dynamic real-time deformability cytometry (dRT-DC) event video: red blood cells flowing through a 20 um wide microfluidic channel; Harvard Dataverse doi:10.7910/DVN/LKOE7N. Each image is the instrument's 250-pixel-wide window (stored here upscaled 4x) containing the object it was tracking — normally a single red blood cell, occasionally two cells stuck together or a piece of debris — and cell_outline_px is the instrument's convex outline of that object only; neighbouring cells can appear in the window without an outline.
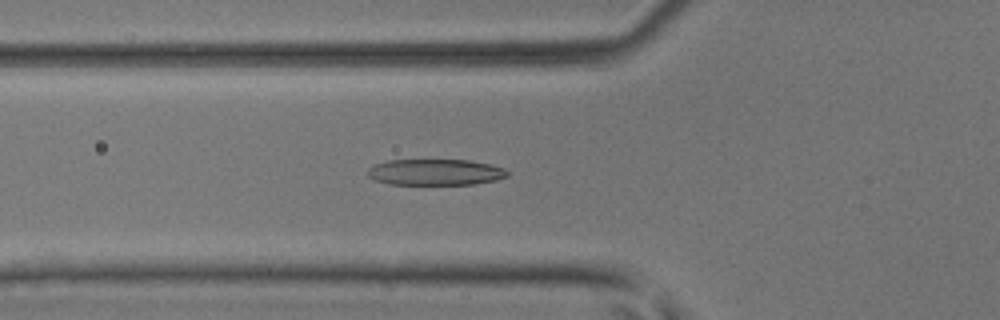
{"species": "common noctule bat (a hibernating species)", "species_latin": "Nyctalus noctula", "temperature_condition": "room temperature", "stored_images_in_passage": 49, "camera_frame_rate_fps": 3000, "um_per_image_px": 0.085, "animal": {"sex": "male", "body_mass_g": 17.9, "forearm_length_mm": 54.2}, "frame": {"image": 1, "passage_image": 18, "time_ms": 5.667, "image_size_px": [1000, 320], "cell_outline_px": [[508, 176], [496, 180], [472, 184], [388, 184], [376, 180], [368, 176], [368, 168], [372, 164], [388, 160], [468, 160], [492, 164], [504, 168], [508, 172]], "centroid_in_image_um": [36.99, 14.62], "position_along_channel_um": 88.8, "area_um2": 21.33}}
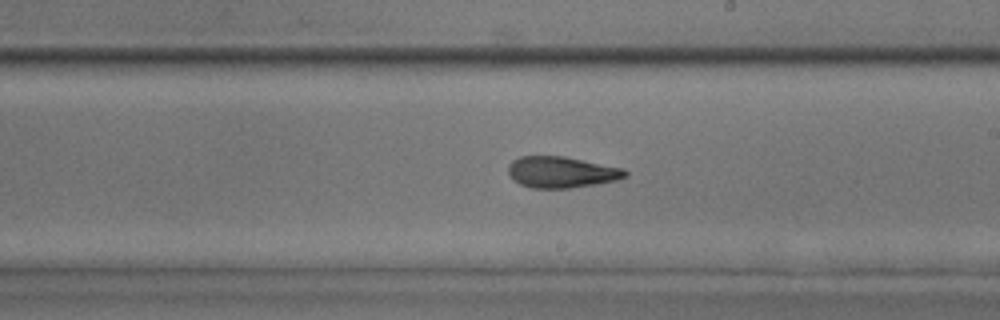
{"frame": {"image": 2, "passage_image": 29, "time_ms": 9.333, "image_size_px": [1000, 320], "cell_outline_px": [[628, 176], [616, 180], [596, 184], [568, 188], [532, 188], [520, 184], [512, 180], [508, 172], [508, 164], [512, 160], [520, 156], [564, 156], [624, 168], [628, 172]], "centroid_in_image_um": [47.71, 14.63], "position_along_channel_um": 241.3, "area_um2": 21.44}}
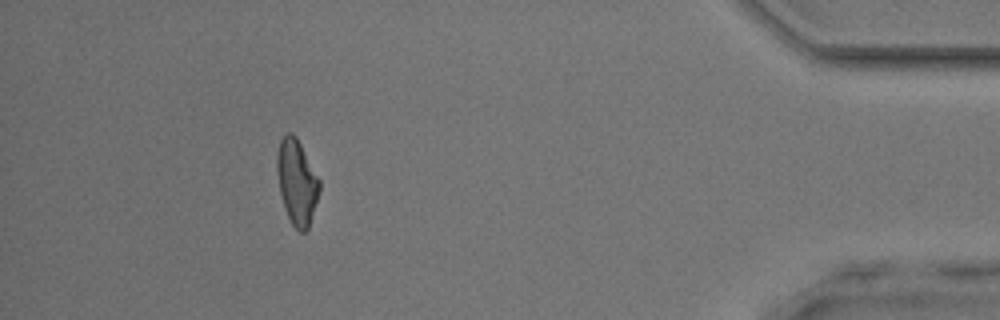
{"frame": {"image": 3, "passage_image": 45, "time_ms": 14.667, "image_size_px": [1000, 320], "cell_outline_px": [[320, 188], [308, 228], [304, 232], [300, 232], [292, 224], [284, 208], [280, 192], [276, 172], [276, 156], [280, 140], [288, 132], [292, 132], [296, 136], [320, 180]], "centroid_in_image_um": [25.21, 15.44], "position_along_channel_um": 410.0, "area_um2": 20.87}, "authors_computed_cell_mechanics": {"area_um2": 21.5594, "velocity_mm_per_s": 4.1705, "shape_relaxation_time_tau1_ms": 2.8017, "shape_relaxation_time_tau2_ms": 2.7083, "deformation_change_tau1": 0.1596, "deformation_change_tau2": 0.123}}